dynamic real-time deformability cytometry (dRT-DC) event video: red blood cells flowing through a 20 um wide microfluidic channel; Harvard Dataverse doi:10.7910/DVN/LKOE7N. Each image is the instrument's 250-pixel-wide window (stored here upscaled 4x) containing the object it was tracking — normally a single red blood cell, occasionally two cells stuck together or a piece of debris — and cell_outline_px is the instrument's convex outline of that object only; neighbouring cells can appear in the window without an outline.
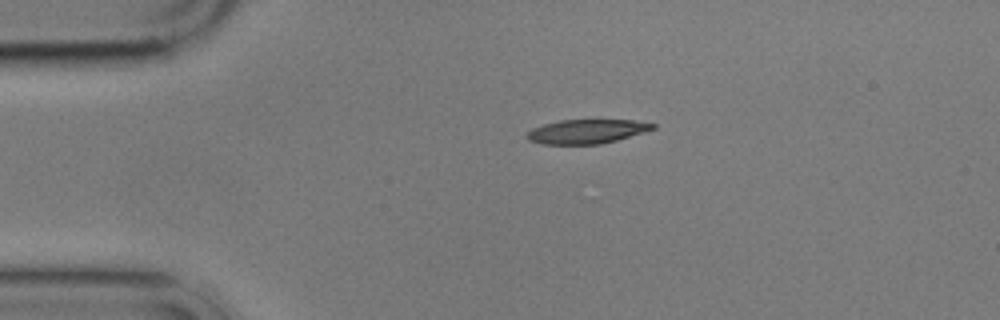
{"species": "common noctule bat (a hibernating species)", "species_latin": "Nyctalus noctula", "temperature_condition": "cold", "stored_images_in_passage": 2, "camera_frame_rate_fps": 3000, "um_per_image_px": 0.085, "animal": {"sex": "male", "body_mass_g": 17.9}, "frame": {"image": 1, "passage_image": 1, "time_ms": 0.0, "image_size_px": [1000, 320], "cell_outline_px": [[656, 128], [644, 132], [616, 140], [600, 144], [544, 144], [528, 140], [524, 136], [532, 128], [544, 124], [560, 120], [632, 120], [656, 124]], "centroid_in_image_um": [49.85, 11.17], "position_along_channel_um": 35.2, "area_um2": 17.63}}